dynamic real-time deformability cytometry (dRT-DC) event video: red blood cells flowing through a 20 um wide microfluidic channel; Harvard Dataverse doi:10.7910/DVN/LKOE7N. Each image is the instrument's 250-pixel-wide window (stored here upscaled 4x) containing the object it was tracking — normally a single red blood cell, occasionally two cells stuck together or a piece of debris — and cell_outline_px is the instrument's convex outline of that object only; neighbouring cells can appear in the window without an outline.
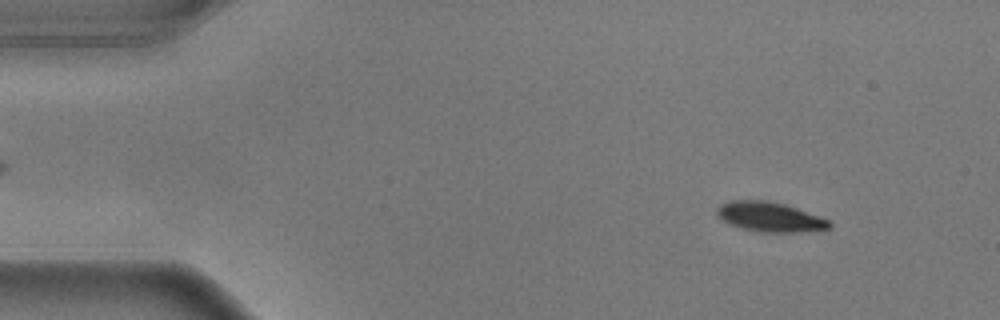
{"species": "common noctule bat (a hibernating species)", "species_latin": "Nyctalus noctula", "temperature_condition": "warm", "stored_images_in_passage": 56, "camera_frame_rate_fps": 3000, "um_per_image_px": 0.085, "animal": {"sex": "male", "body_mass_g": 17.9}, "frame": {"image": 1, "passage_image": 6, "time_ms": 1.667, "image_size_px": [1000, 320], "cell_outline_px": [[832, 228], [796, 232], [760, 232], [728, 224], [716, 212], [716, 208], [720, 204], [728, 200], [764, 200], [784, 204], [796, 208], [828, 220], [832, 224]], "centroid_in_image_um": [65.4, 18.43], "position_along_channel_um": 19.6, "area_um2": 19.19}}
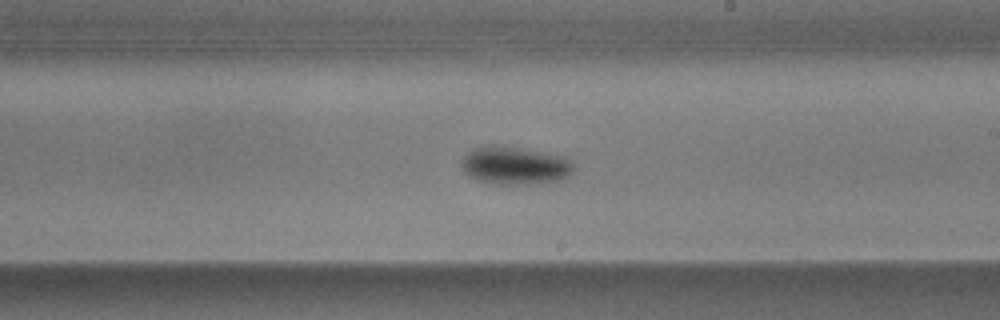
{"frame": {"image": 2, "passage_image": 32, "time_ms": 10.333, "image_size_px": [1000, 320], "cell_outline_px": [[576, 168], [568, 176], [560, 180], [528, 184], [488, 184], [468, 176], [464, 172], [460, 164], [460, 160], [468, 152], [484, 144], [496, 144], [544, 152], [564, 156]], "centroid_in_image_um": [43.72, 14.06], "position_along_channel_um": 245.3, "area_um2": 25.14}}
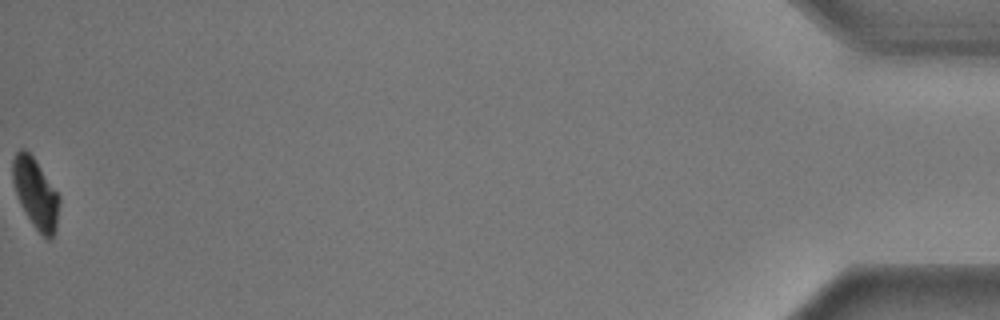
{"frame": {"image": 3, "passage_image": 56, "time_ms": 18.333, "image_size_px": [1000, 320], "cell_outline_px": [[60, 204], [56, 232], [52, 240], [48, 240], [32, 224], [20, 204], [12, 180], [12, 160], [16, 152], [20, 148], [24, 148], [36, 160], [60, 196]], "centroid_in_image_um": [3.04, 16.44], "position_along_channel_um": 432.2, "area_um2": 19.19}, "authors_computed_cell_mechanics": {"area_um2": 21.0392, "velocity_mm_per_s": 3.5958, "shape_relaxation_time_tau1_ms": 2.3584, "shape_relaxation_time_tau2_ms": null, "deformation_change_tau1": 0.1438, "deformation_change_tau2": null}}